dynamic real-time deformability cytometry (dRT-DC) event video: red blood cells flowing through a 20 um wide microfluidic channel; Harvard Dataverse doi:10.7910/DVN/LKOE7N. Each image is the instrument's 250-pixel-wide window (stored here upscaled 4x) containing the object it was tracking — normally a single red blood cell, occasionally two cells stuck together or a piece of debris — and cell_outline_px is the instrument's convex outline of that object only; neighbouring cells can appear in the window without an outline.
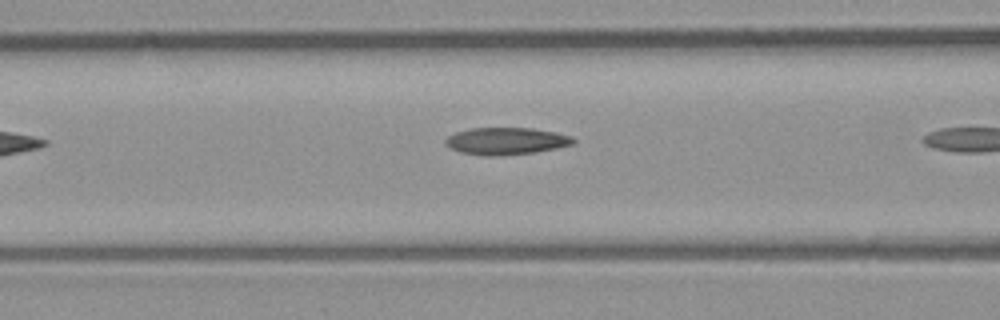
{"species": "common noctule bat (a hibernating species)", "species_latin": "Nyctalus noctula", "temperature_condition": "room temperature", "stored_images_in_passage": 6, "camera_frame_rate_fps": 3000, "um_per_image_px": 0.085, "animal": {"sex": "male", "body_mass_g": 23.1, "forearm_length_mm": 52.7}, "frame": {"image": 1, "passage_image": 5, "time_ms": 1.333, "image_size_px": [1000, 320], "cell_outline_px": [[576, 140], [572, 144], [556, 148], [536, 152], [500, 156], [484, 156], [460, 152], [448, 148], [444, 144], [444, 140], [448, 136], [456, 132], [472, 128], [532, 128], [556, 132], [572, 136]], "centroid_in_image_um": [42.99, 12.0], "position_along_channel_um": 123.6, "area_um2": 20.4}}